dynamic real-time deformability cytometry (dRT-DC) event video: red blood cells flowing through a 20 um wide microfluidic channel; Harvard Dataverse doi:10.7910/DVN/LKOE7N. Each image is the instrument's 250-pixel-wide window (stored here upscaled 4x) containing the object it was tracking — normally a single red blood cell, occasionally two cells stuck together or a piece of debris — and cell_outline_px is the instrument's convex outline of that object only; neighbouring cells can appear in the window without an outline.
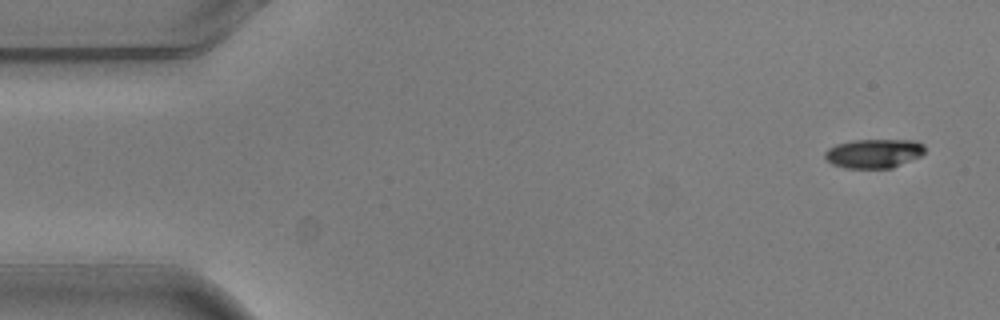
{"species": "common noctule bat (a hibernating species)", "species_latin": "Nyctalus noctula", "temperature_condition": "warm", "stored_images_in_passage": 7, "camera_frame_rate_fps": 3000, "um_per_image_px": 0.085, "animal": {"sex": "male", "body_mass_g": 20.5, "forearm_length_mm": 52.5}, "frame": {"image": 1, "passage_image": 1, "time_ms": 0.0, "image_size_px": [1000, 320], "cell_outline_px": [[924, 152], [920, 156], [892, 168], [844, 168], [832, 164], [824, 156], [824, 152], [828, 148], [836, 144], [852, 140], [916, 140], [924, 144]], "centroid_in_image_um": [74.26, 13.04], "position_along_channel_um": 10.7, "area_um2": 16.99}}
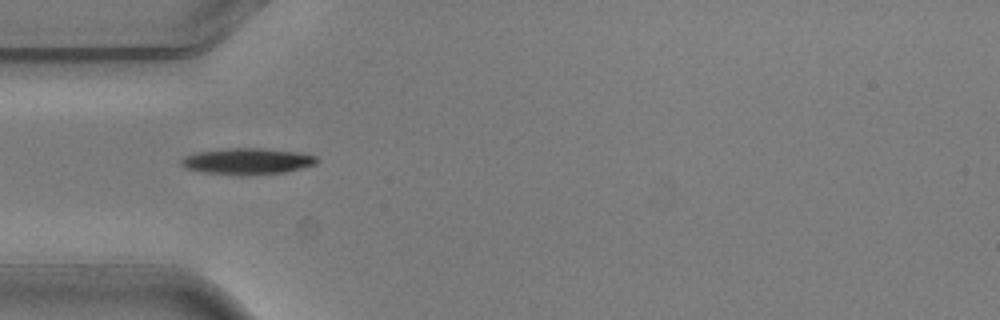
{"frame": {"image": 2, "passage_image": 5, "time_ms": 1.333, "image_size_px": [1000, 320], "cell_outline_px": [[320, 160], [316, 164], [284, 172], [204, 172], [184, 168], [180, 164], [180, 160], [184, 156], [196, 152], [224, 148], [264, 148], [300, 152], [316, 156]], "centroid_in_image_um": [21.02, 13.64], "position_along_channel_um": 64.0, "area_um2": 19.88}}
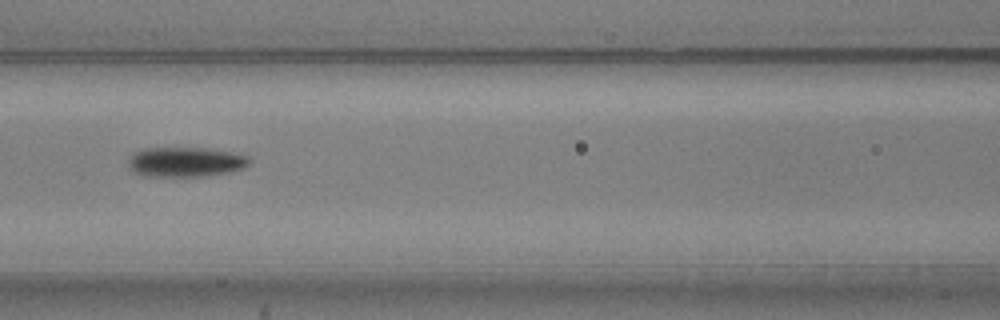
{"frame": {"image": 3, "passage_image": 7, "time_ms": 2.0, "image_size_px": [1000, 320], "cell_outline_px": [[252, 160], [244, 168], [228, 172], [200, 176], [144, 176], [132, 172], [128, 168], [128, 160], [132, 152], [148, 148], [208, 148], [232, 152], [248, 156]], "centroid_in_image_um": [15.74, 13.76], "position_along_channel_um": 150.9, "area_um2": 21.15}}